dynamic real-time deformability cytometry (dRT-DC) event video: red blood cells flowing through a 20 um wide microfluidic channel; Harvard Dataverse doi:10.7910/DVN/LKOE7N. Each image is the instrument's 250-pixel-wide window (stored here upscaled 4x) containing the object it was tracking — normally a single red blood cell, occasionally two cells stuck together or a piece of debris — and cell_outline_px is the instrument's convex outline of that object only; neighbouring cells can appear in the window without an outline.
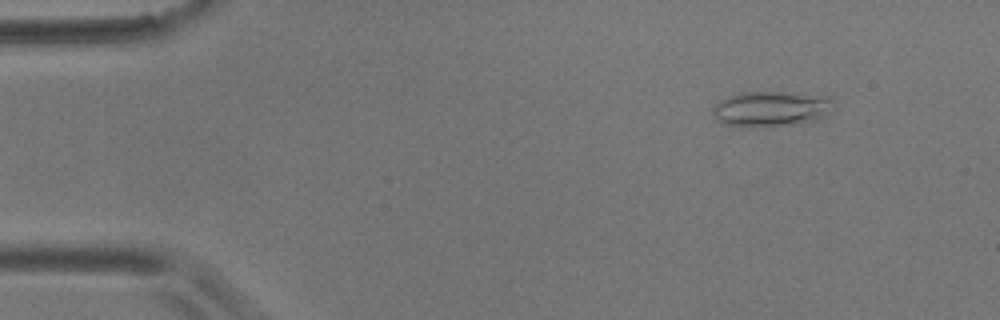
{"species": "common noctule bat (a hibernating species)", "species_latin": "Nyctalus noctula", "temperature_condition": "room temperature", "stored_images_in_passage": 5, "camera_frame_rate_fps": 3000, "um_per_image_px": 0.085, "animal": {"sex": "male", "body_mass_g": 17.9}, "frame": {"image": 1, "passage_image": 2, "time_ms": 1.0, "image_size_px": [1000, 320], "cell_outline_px": [[836, 104], [824, 116], [816, 120], [796, 124], [720, 124], [716, 120], [712, 112], [712, 108], [720, 100], [728, 96], [740, 92], [784, 92], [832, 96]], "centroid_in_image_um": [65.6, 9.19], "position_along_channel_um": 19.4, "area_um2": 24.39}}